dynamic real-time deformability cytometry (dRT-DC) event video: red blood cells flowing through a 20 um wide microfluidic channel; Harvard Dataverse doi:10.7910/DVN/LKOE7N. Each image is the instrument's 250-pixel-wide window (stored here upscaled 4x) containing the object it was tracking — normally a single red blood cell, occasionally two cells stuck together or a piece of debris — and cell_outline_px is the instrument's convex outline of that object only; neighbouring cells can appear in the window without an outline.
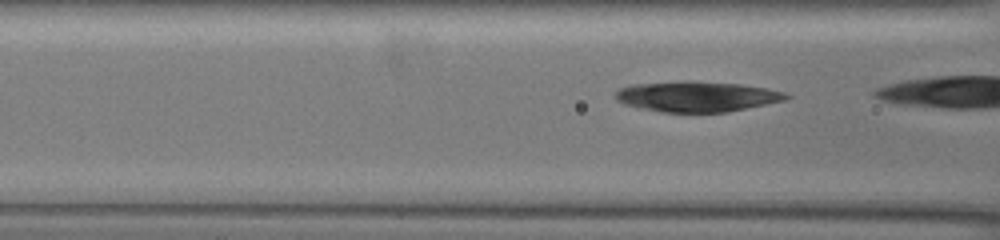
{"species": "common noctule bat (a hibernating species)", "species_latin": "Nyctalus noctula", "temperature_condition": "warm", "stored_images_in_passage": 26, "camera_frame_rate_fps": 3000, "um_per_image_px": 0.085, "animal": {"sex": "female", "body_mass_g": 19.5, "forearm_length_mm": 54.1}, "frame": {"image": 1, "passage_image": 6, "time_ms": 1.667, "image_size_px": [1000, 240], "cell_outline_px": [[792, 96], [784, 100], [728, 112], [660, 112], [624, 104], [616, 100], [616, 92], [620, 88], [632, 84], [736, 84], [764, 88], [784, 92]], "centroid_in_image_um": [59.25, 8.26], "position_along_channel_um": 107.4, "area_um2": 28.55}}
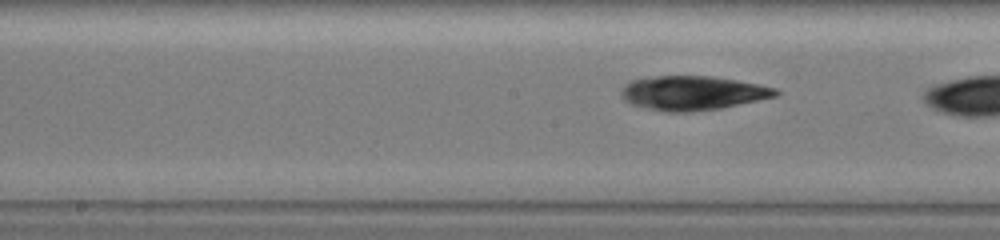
{"frame": {"image": 2, "passage_image": 13, "time_ms": 4.0, "image_size_px": [1000, 240], "cell_outline_px": [[780, 92], [776, 96], [720, 108], [684, 112], [664, 112], [632, 104], [624, 96], [624, 88], [632, 80], [656, 76], [708, 76], [756, 84], [772, 88]], "centroid_in_image_um": [58.89, 7.91], "position_along_channel_um": 189.3, "area_um2": 29.71}}
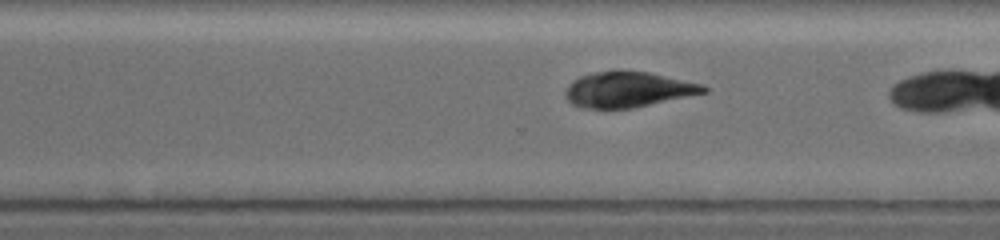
{"frame": {"image": 3, "passage_image": 24, "time_ms": 7.667, "image_size_px": [1000, 240], "cell_outline_px": [[708, 92], [632, 108], [580, 108], [572, 104], [568, 100], [568, 88], [580, 76], [596, 72], [616, 68], [620, 68], [648, 72], [700, 84], [708, 88]], "centroid_in_image_um": [53.4, 7.59], "position_along_channel_um": 317.2, "area_um2": 28.38}}